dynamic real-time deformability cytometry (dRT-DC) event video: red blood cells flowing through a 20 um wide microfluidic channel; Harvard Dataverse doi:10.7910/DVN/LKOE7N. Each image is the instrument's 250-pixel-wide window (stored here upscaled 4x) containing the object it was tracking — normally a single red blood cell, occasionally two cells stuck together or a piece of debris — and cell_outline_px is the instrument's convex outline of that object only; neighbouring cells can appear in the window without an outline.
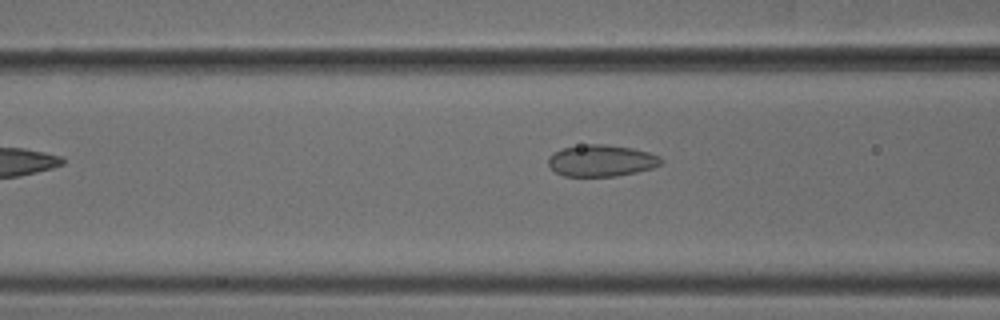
{"species": "common noctule bat (a hibernating species)", "species_latin": "Nyctalus noctula", "temperature_condition": "cold", "stored_images_in_passage": 34, "camera_frame_rate_fps": 3000, "um_per_image_px": 0.085, "animal": {"sex": "male", "body_mass_g": 18.8}, "frame": {"image": 1, "passage_image": 5, "time_ms": 1.333, "image_size_px": [1000, 320], "cell_outline_px": [[664, 160], [660, 164], [652, 168], [636, 172], [616, 176], [564, 176], [556, 172], [548, 164], [548, 156], [552, 152], [560, 148], [588, 144], [604, 144], [632, 148], [648, 152], [660, 156]], "centroid_in_image_um": [51.1, 13.65], "position_along_channel_um": 115.5, "area_um2": 20.87}}
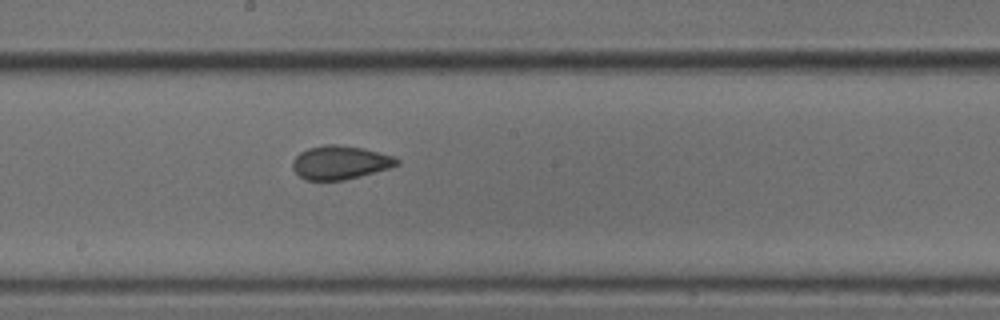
{"frame": {"image": 2, "passage_image": 13, "time_ms": 4.0, "image_size_px": [1000, 320], "cell_outline_px": [[400, 164], [388, 168], [360, 176], [344, 180], [304, 180], [292, 168], [292, 160], [300, 152], [308, 148], [324, 144], [336, 144], [364, 148], [396, 156], [400, 160]], "centroid_in_image_um": [28.92, 13.8], "position_along_channel_um": 219.3, "area_um2": 20.58}}
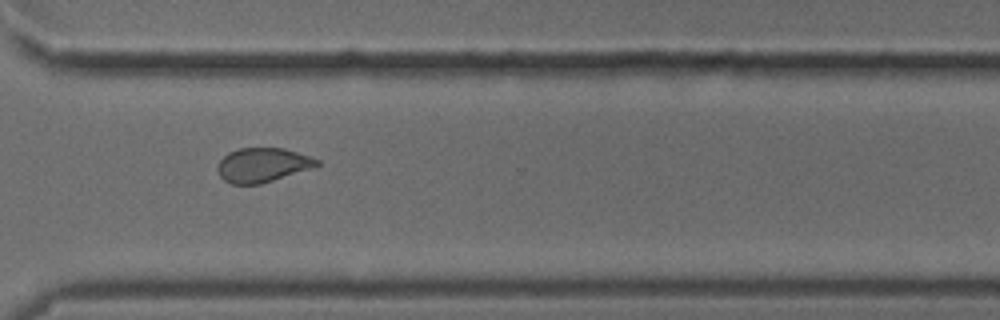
{"frame": {"image": 3, "passage_image": 23, "time_ms": 7.333, "image_size_px": [1000, 320], "cell_outline_px": [[320, 164], [316, 168], [260, 184], [232, 184], [224, 180], [220, 176], [216, 168], [220, 160], [228, 152], [240, 148], [284, 148], [320, 160]], "centroid_in_image_um": [22.34, 14.03], "position_along_channel_um": 348.3, "area_um2": 20.0}, "authors_computed_cell_mechanics": {"area_um2": 20.6346, "velocity_mm_per_s": 3.8828, "shape_relaxation_time_tau1_ms": null, "shape_relaxation_time_tau2_ms": 1.4489, "deformation_change_tau1": null, "deformation_change_tau2": 0.0624}}